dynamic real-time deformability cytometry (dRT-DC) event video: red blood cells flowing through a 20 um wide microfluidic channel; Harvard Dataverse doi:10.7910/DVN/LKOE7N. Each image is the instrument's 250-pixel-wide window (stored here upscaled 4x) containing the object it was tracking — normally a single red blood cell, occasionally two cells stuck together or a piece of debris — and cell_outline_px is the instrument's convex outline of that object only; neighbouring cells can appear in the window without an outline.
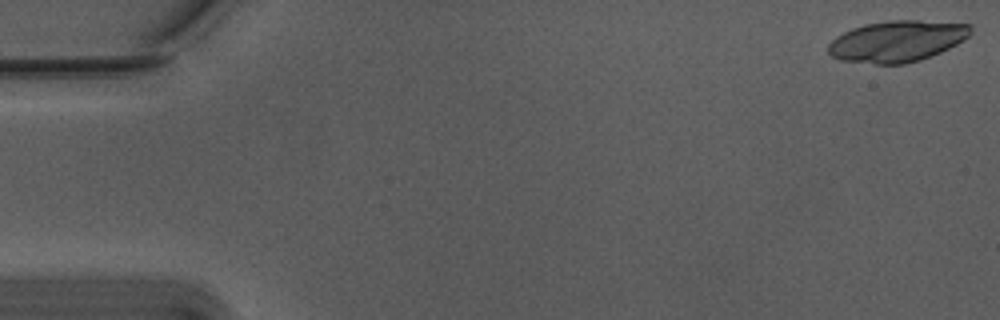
{"species": "Egyptian fruit bat (a non-hibernating species)", "species_latin": "Rousettus aegyptiacus", "temperature_condition": "warm", "stored_images_in_passage": 19, "camera_frame_rate_fps": 3000, "um_per_image_px": 0.085, "animal": {"sex": "male"}, "frame": {"image": 1, "passage_image": 1, "time_ms": 0.0, "image_size_px": [1000, 320], "cell_outline_px": [[972, 32], [964, 40], [940, 52], [920, 60], [904, 64], [876, 64], [840, 60], [832, 56], [828, 52], [828, 44], [836, 36], [852, 28], [864, 24], [888, 20], [920, 20], [972, 24]], "centroid_in_image_um": [76.25, 3.49], "position_along_channel_um": 8.7, "area_um2": 34.33}}